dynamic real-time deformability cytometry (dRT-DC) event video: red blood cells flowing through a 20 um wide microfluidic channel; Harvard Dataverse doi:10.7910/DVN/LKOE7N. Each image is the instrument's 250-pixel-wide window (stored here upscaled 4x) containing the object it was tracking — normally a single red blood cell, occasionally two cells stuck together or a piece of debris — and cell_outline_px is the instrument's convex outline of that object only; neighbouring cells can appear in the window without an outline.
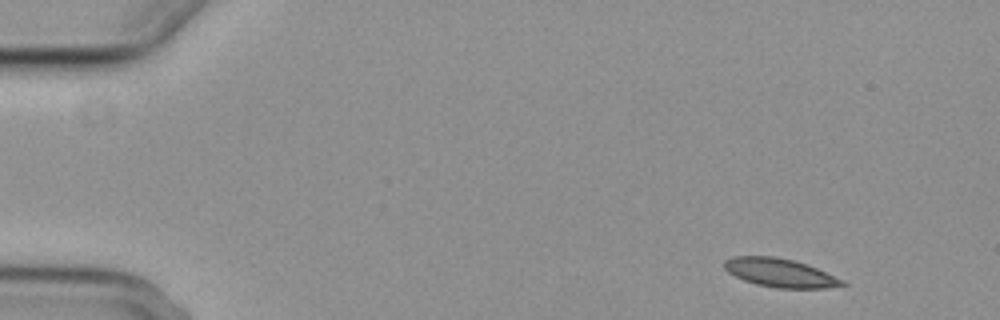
{"species": "common noctule bat (a hibernating species)", "species_latin": "Nyctalus noctula", "temperature_condition": "cold", "stored_images_in_passage": 4, "camera_frame_rate_fps": 3000, "um_per_image_px": 0.085, "animal": {"sex": "female", "body_mass_g": 29.2, "forearm_length_mm": 56.3}, "frame": {"image": 1, "passage_image": 1, "time_ms": 0.0, "image_size_px": [1000, 320], "cell_outline_px": [[848, 284], [824, 288], [776, 288], [756, 284], [744, 280], [728, 272], [724, 268], [724, 260], [732, 256], [776, 256], [808, 264], [844, 280]], "centroid_in_image_um": [66.3, 23.18], "position_along_channel_um": 18.7, "area_um2": 19.65}}
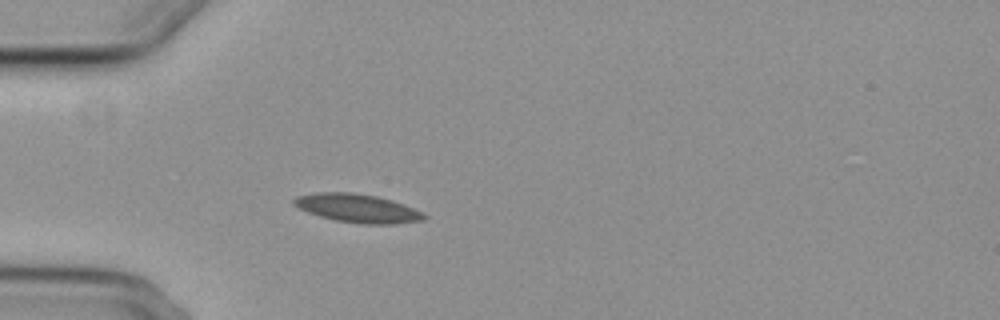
{"frame": {"image": 2, "passage_image": 4, "time_ms": 3.667, "image_size_px": [1000, 320], "cell_outline_px": [[428, 216], [424, 220], [396, 224], [364, 224], [336, 220], [320, 216], [308, 212], [292, 204], [292, 200], [296, 196], [316, 192], [352, 192], [376, 196], [392, 200], [404, 204], [424, 212]], "centroid_in_image_um": [30.42, 17.7], "position_along_channel_um": 54.6, "area_um2": 21.73}}